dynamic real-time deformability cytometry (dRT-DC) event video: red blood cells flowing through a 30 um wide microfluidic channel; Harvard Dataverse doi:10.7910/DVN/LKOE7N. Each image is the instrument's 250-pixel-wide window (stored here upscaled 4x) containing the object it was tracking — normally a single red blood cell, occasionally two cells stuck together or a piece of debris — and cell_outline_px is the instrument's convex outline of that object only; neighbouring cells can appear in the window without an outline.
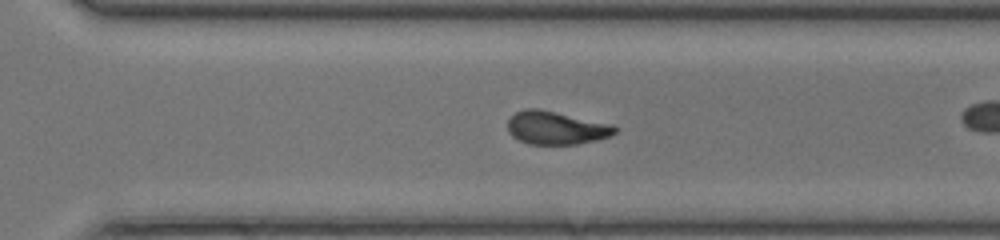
{"species": "common noctule bat (a hibernating species)", "species_latin": "Nyctalus noctula", "temperature_condition": "room temperature", "stored_images_in_passage": 37, "camera_frame_rate_fps": 3000, "um_per_image_px": 0.085, "animal": {"sex": "female", "body_mass_g": 17.0, "forearm_length_mm": 48.0}, "frame": {"image": 1, "passage_image": 32, "time_ms": 10.333, "image_size_px": [1000, 240], "cell_outline_px": [[620, 128], [612, 136], [596, 140], [576, 144], [528, 144], [512, 136], [508, 132], [508, 120], [516, 112], [524, 108], [540, 108], [612, 124]], "centroid_in_image_um": [47.29, 10.86], "position_along_channel_um": 323.3, "area_um2": 20.92}}